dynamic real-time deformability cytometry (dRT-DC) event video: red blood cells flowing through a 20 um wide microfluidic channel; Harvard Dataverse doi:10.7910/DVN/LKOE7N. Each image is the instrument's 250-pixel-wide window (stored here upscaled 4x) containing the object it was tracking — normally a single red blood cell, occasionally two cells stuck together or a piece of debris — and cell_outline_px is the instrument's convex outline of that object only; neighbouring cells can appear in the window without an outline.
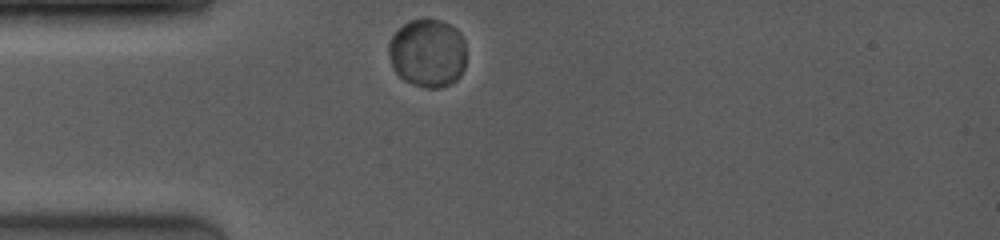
{"species": "common noctule bat (a hibernating species)", "species_latin": "Nyctalus noctula", "temperature_condition": "room temperature", "stored_images_in_passage": 8, "camera_frame_rate_fps": 4000, "um_per_image_px": 0.085, "animal": {"sex": "female", "body_mass_g": 19.0, "forearm_length_mm": 53.3}, "frame": {"image": 1, "passage_image": 1, "time_ms": 0.0, "image_size_px": [1000, 240], "cell_outline_px": [[464, 68], [460, 76], [456, 80], [440, 88], [424, 88], [412, 84], [404, 80], [392, 68], [388, 52], [388, 44], [392, 36], [404, 24], [412, 20], [440, 20], [456, 28], [460, 32], [464, 40]], "centroid_in_image_um": [36.34, 4.53], "position_along_channel_um": 48.7, "area_um2": 30.81}}
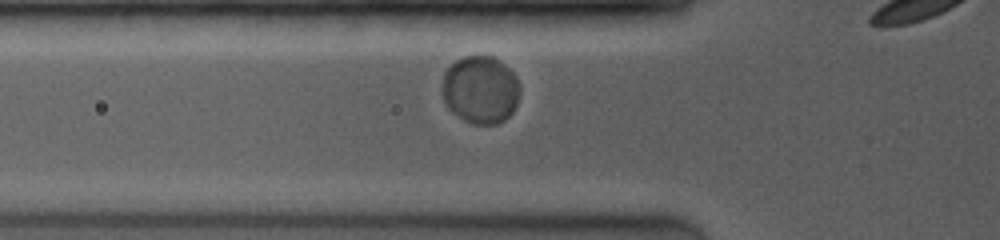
{"frame": {"image": 2, "passage_image": 4, "time_ms": 1.25, "image_size_px": [1000, 240], "cell_outline_px": [[520, 92], [516, 104], [512, 112], [504, 120], [496, 124], [472, 124], [464, 120], [452, 112], [448, 108], [444, 100], [444, 72], [456, 60], [464, 56], [492, 56], [504, 64], [512, 72], [520, 88]], "centroid_in_image_um": [40.85, 7.63], "position_along_channel_um": 85.0, "area_um2": 30.35}}